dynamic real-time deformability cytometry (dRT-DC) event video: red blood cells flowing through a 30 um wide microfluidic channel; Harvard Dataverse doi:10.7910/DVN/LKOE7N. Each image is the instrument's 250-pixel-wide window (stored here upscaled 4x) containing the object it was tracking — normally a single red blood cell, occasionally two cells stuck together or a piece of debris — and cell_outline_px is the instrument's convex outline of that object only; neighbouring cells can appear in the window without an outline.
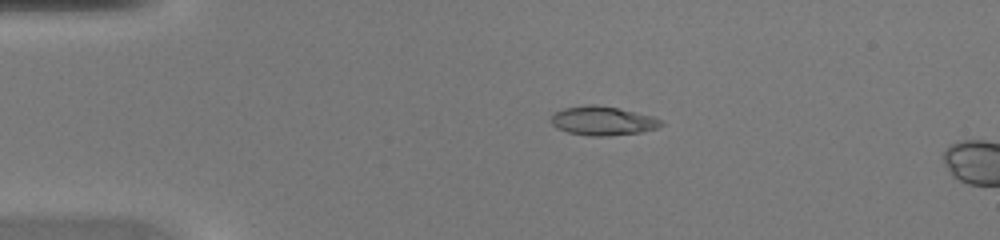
{"species": "common noctule bat (a hibernating species)", "species_latin": "Nyctalus noctula", "temperature_condition": "warm", "stored_images_in_passage": 13, "camera_frame_rate_fps": 3000, "um_per_image_px": 0.085, "animal": {"sex": "female", "body_mass_g": 20.0, "forearm_length_mm": 54.0}, "frame": {"image": 1, "passage_image": 10, "time_ms": 3.0, "image_size_px": [1000, 240], "cell_outline_px": [[664, 124], [656, 128], [640, 132], [608, 136], [588, 136], [568, 132], [556, 128], [552, 124], [552, 116], [556, 112], [564, 108], [588, 104], [596, 104], [636, 112], [652, 116], [664, 120]], "centroid_in_image_um": [51.25, 10.27], "position_along_channel_um": 33.8, "area_um2": 18.55}}